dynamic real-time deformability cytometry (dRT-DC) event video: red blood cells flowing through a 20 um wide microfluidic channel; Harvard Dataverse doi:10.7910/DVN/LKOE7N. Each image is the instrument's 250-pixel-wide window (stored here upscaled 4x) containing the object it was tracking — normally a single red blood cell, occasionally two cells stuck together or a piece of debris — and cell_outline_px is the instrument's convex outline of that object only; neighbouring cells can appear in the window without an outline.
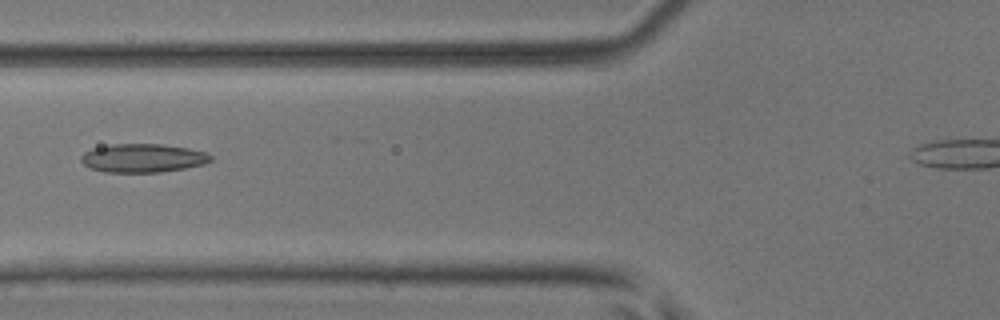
{"species": "common noctule bat (a hibernating species)", "species_latin": "Nyctalus noctula", "temperature_condition": "room temperature", "stored_images_in_passage": 2, "camera_frame_rate_fps": 3000, "um_per_image_px": 0.085, "animal": {"sex": "male", "body_mass_g": 17.9, "forearm_length_mm": 54.2}, "frame": {"image": 1, "passage_image": 2, "time_ms": 0.333, "image_size_px": [1000, 320], "cell_outline_px": [[212, 160], [204, 164], [184, 168], [160, 172], [104, 172], [88, 168], [80, 160], [80, 156], [84, 152], [92, 148], [112, 144], [160, 144], [188, 148], [204, 152], [212, 156]], "centroid_in_image_um": [12.1, 13.44], "position_along_channel_um": 113.7, "area_um2": 21.62}}